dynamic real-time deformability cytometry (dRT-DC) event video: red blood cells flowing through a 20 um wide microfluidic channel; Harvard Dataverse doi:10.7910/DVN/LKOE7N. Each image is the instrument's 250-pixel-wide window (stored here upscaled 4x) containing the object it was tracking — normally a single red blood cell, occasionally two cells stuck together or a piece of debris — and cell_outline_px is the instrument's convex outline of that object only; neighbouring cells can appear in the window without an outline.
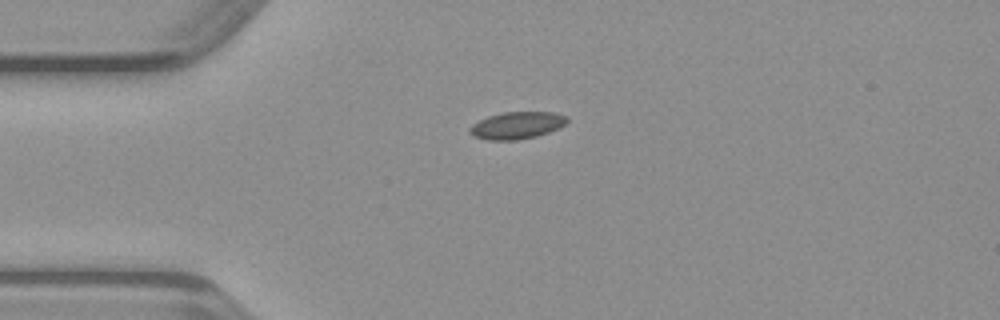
{"species": "common noctule bat (a hibernating species)", "species_latin": "Nyctalus noctula", "temperature_condition": "warm", "stored_images_in_passage": 38, "camera_frame_rate_fps": 3000, "um_per_image_px": 0.085, "animal": {"sex": "male", "body_mass_g": 23.1, "forearm_length_mm": 52.7}, "frame": {"image": 1, "passage_image": 1, "time_ms": 0.0, "image_size_px": [1000, 320], "cell_outline_px": [[568, 120], [564, 124], [548, 132], [536, 136], [516, 140], [488, 140], [472, 136], [468, 132], [468, 128], [472, 124], [488, 116], [504, 112], [556, 112], [568, 116]], "centroid_in_image_um": [43.9, 10.65], "position_along_channel_um": 41.1, "area_um2": 15.37}}
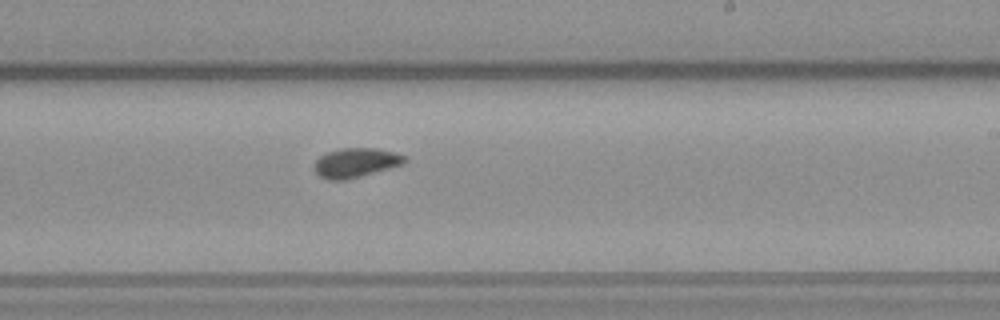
{"frame": {"image": 2, "passage_image": 18, "time_ms": 5.667, "image_size_px": [1000, 320], "cell_outline_px": [[408, 160], [404, 164], [360, 176], [344, 180], [328, 180], [320, 176], [316, 172], [316, 160], [320, 156], [328, 152], [340, 148], [376, 148], [396, 152], [408, 156]], "centroid_in_image_um": [30.31, 13.81], "position_along_channel_um": 258.7, "area_um2": 15.43}}
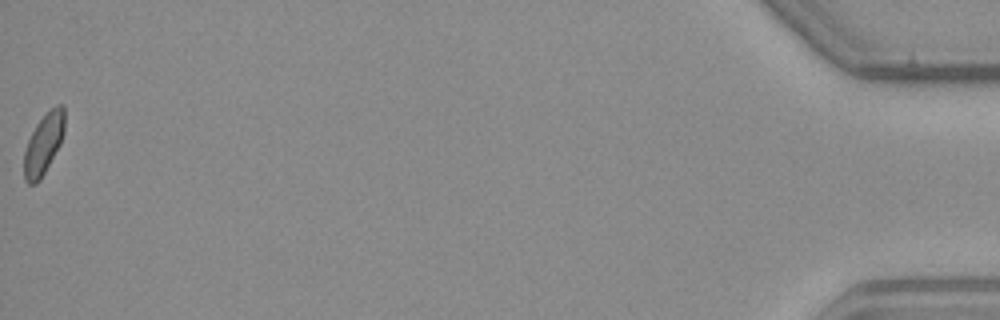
{"frame": {"image": 3, "passage_image": 38, "time_ms": 12.333, "image_size_px": [1000, 320], "cell_outline_px": [[64, 132], [60, 144], [40, 180], [36, 184], [28, 184], [24, 180], [24, 152], [28, 140], [36, 124], [56, 104], [64, 104]], "centroid_in_image_um": [3.7, 12.25], "position_along_channel_um": 431.5, "area_um2": 14.22}}